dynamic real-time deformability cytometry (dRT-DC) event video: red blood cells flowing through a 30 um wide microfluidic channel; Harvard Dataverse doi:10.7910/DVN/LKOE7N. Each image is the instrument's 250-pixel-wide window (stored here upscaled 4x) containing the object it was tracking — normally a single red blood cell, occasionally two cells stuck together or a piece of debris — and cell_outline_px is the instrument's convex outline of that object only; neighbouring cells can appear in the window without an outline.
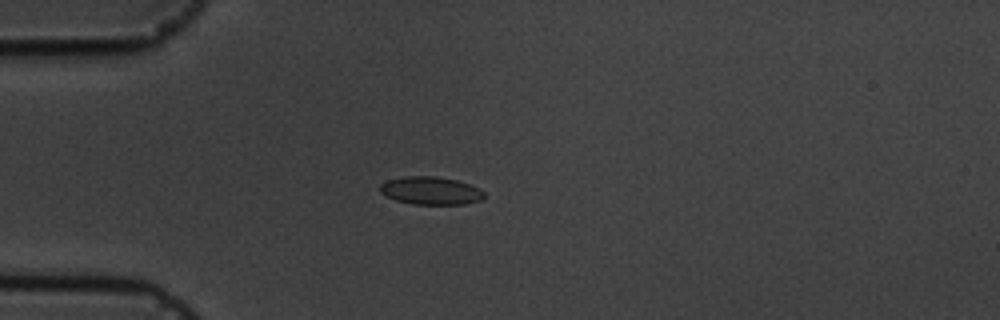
{"species": "common noctule bat (a hibernating species)", "species_latin": "Nyctalus noctula", "temperature_condition": "cold", "stored_images_in_passage": 4, "camera_frame_rate_fps": 3000, "um_per_image_px": 0.085, "animal": {"sex": "male", "body_mass_g": 19.5, "forearm_length_mm": 54.6}, "frame": {"image": 1, "passage_image": 4, "time_ms": 4.0, "image_size_px": [1000, 320], "cell_outline_px": [[484, 196], [480, 200], [464, 204], [412, 204], [396, 200], [380, 192], [380, 184], [388, 180], [404, 176], [436, 176], [456, 180], [480, 188], [484, 192]], "centroid_in_image_um": [36.61, 16.2], "position_along_channel_um": 48.4, "area_um2": 16.82}}